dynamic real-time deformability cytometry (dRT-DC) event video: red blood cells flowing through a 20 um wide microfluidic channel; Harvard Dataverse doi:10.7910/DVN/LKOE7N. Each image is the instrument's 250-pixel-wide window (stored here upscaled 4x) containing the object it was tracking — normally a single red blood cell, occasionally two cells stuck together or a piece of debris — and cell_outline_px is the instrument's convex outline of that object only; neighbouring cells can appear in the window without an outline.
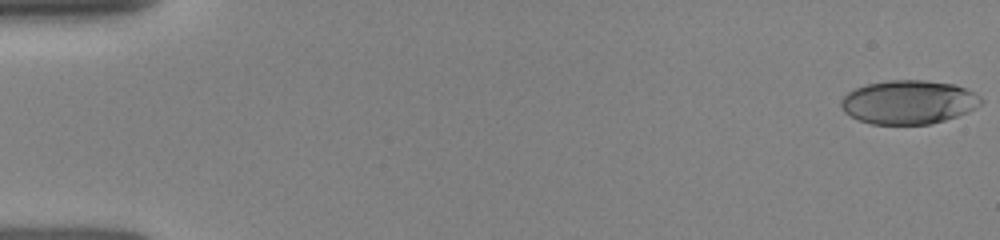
{"species": "human", "species_latin": "Homo sapiens", "temperature_condition": "room temperature", "stored_images_in_passage": 15, "camera_frame_rate_fps": 3000, "um_per_image_px": 0.085, "donor": {"sex": "female"}, "frame": {"image": 1, "passage_image": 1, "time_ms": 0.0, "image_size_px": [1000, 240], "cell_outline_px": [[984, 100], [976, 108], [968, 112], [944, 120], [928, 124], [872, 124], [860, 120], [844, 112], [840, 104], [840, 100], [848, 92], [856, 88], [868, 84], [888, 80], [924, 80], [952, 84], [964, 88], [980, 96]], "centroid_in_image_um": [77.23, 8.68], "position_along_channel_um": 7.8, "area_um2": 35.49}}
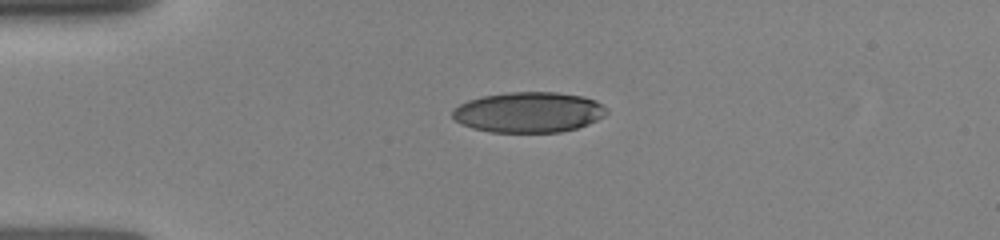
{"frame": {"image": 2, "passage_image": 11, "time_ms": 3.667, "image_size_px": [1000, 240], "cell_outline_px": [[608, 112], [604, 116], [588, 124], [576, 128], [560, 132], [492, 132], [472, 128], [460, 124], [452, 116], [452, 108], [468, 100], [480, 96], [508, 92], [556, 92], [580, 96], [596, 100], [608, 108]], "centroid_in_image_um": [44.92, 9.53], "position_along_channel_um": 40.1, "area_um2": 36.53}}
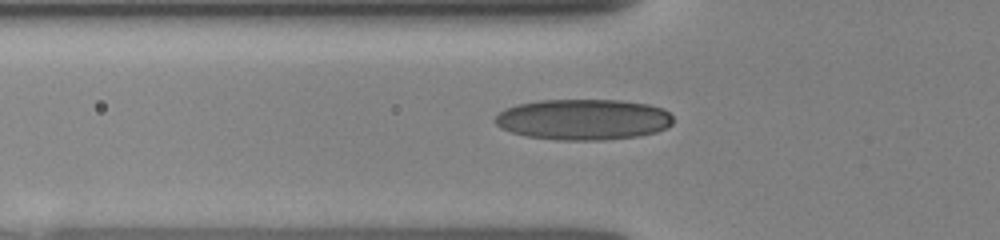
{"frame": {"image": 3, "passage_image": 15, "time_ms": 5.333, "image_size_px": [1000, 240], "cell_outline_px": [[672, 124], [656, 132], [640, 136], [604, 140], [556, 140], [528, 136], [512, 132], [500, 128], [492, 120], [504, 108], [516, 104], [540, 100], [620, 100], [648, 104], [664, 108], [672, 116]], "centroid_in_image_um": [49.57, 10.15], "position_along_channel_um": 76.2, "area_um2": 42.66}}